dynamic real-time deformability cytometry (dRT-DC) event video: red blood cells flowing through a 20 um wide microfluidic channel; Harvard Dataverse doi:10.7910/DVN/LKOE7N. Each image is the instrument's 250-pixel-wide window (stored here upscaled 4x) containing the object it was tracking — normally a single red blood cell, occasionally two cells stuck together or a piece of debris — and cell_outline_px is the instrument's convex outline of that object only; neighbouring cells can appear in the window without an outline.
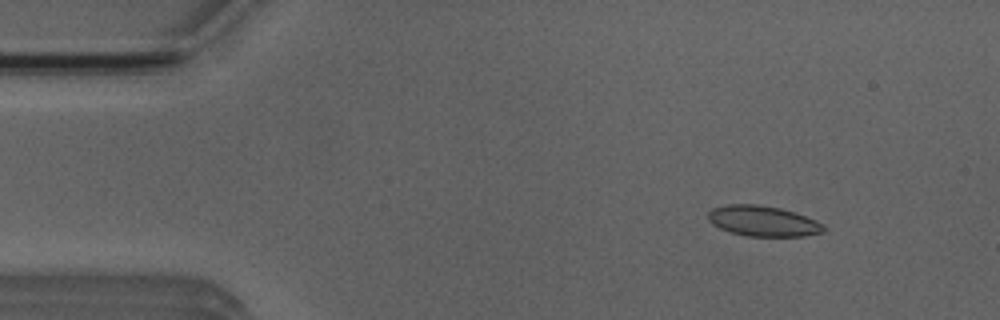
{"species": "Egyptian fruit bat (a non-hibernating species)", "species_latin": "Rousettus aegyptiacus", "temperature_condition": "room temperature", "stored_images_in_passage": 4, "camera_frame_rate_fps": 3000, "um_per_image_px": 0.085, "animal": {"sex": "male"}, "frame": {"image": 1, "passage_image": 2, "time_ms": 1.0, "image_size_px": [1000, 320], "cell_outline_px": [[824, 232], [804, 236], [748, 236], [732, 232], [720, 228], [712, 224], [708, 220], [708, 212], [712, 208], [728, 204], [756, 204], [780, 208], [816, 220], [824, 224]], "centroid_in_image_um": [64.84, 18.79], "position_along_channel_um": 20.2, "area_um2": 20.4}}